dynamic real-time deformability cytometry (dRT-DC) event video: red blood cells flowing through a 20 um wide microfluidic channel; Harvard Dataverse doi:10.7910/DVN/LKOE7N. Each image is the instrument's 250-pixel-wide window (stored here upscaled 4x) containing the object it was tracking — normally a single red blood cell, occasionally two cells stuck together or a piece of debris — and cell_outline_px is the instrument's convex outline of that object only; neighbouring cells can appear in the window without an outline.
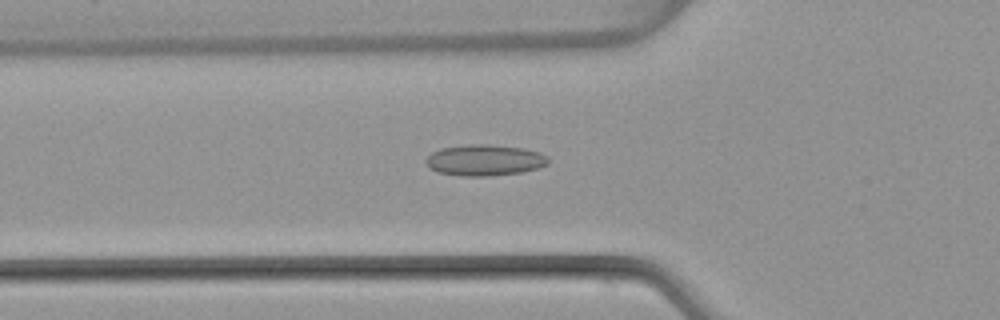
{"species": "common noctule bat (a hibernating species)", "species_latin": "Nyctalus noctula", "temperature_condition": "warm", "stored_images_in_passage": 37, "segment_of_instrument_passage": [1, 2], "camera_frame_rate_fps": 3000, "um_per_image_px": 0.085, "animal": {"sex": "female", "body_mass_g": 22.7, "forearm_length_mm": 54.2}, "frame": {"image": 1, "passage_image": 3, "time_ms": 0.667, "image_size_px": [1000, 320], "cell_outline_px": [[548, 164], [536, 168], [520, 172], [488, 176], [464, 176], [436, 172], [428, 168], [424, 160], [432, 152], [440, 148], [468, 144], [488, 144], [524, 148], [540, 152], [548, 156]], "centroid_in_image_um": [41.16, 13.6], "position_along_channel_um": 84.6, "area_um2": 22.31}}
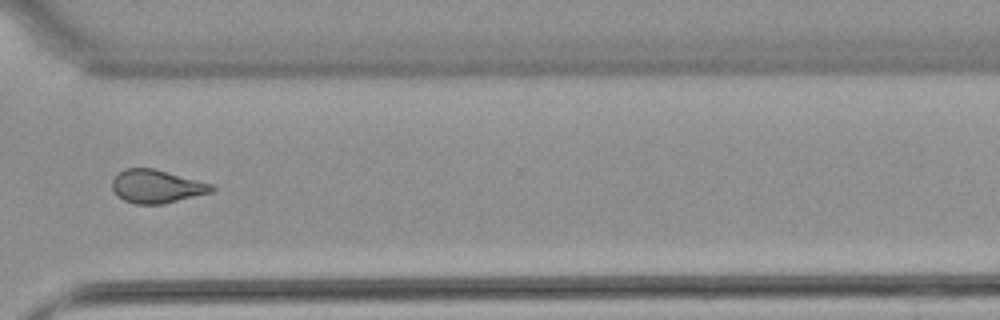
{"frame": {"image": 2, "passage_image": 23, "time_ms": 7.333, "image_size_px": [1000, 320], "cell_outline_px": [[216, 188], [212, 192], [160, 204], [136, 204], [124, 200], [112, 188], [112, 180], [124, 168], [152, 168], [212, 184]], "centroid_in_image_um": [13.31, 15.84], "position_along_channel_um": 357.3, "area_um2": 18.84}}
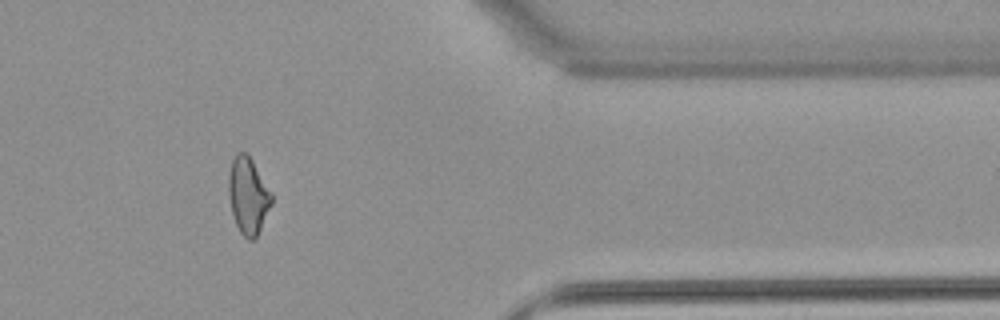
{"frame": {"image": 3, "passage_image": 27, "time_ms": 8.667, "image_size_px": [1000, 320], "cell_outline_px": [[272, 204], [256, 236], [252, 240], [248, 240], [240, 232], [236, 224], [232, 212], [228, 196], [228, 176], [232, 160], [236, 152], [244, 152], [252, 160], [272, 192]], "centroid_in_image_um": [21.08, 16.61], "position_along_channel_um": 390.3, "area_um2": 19.07}}